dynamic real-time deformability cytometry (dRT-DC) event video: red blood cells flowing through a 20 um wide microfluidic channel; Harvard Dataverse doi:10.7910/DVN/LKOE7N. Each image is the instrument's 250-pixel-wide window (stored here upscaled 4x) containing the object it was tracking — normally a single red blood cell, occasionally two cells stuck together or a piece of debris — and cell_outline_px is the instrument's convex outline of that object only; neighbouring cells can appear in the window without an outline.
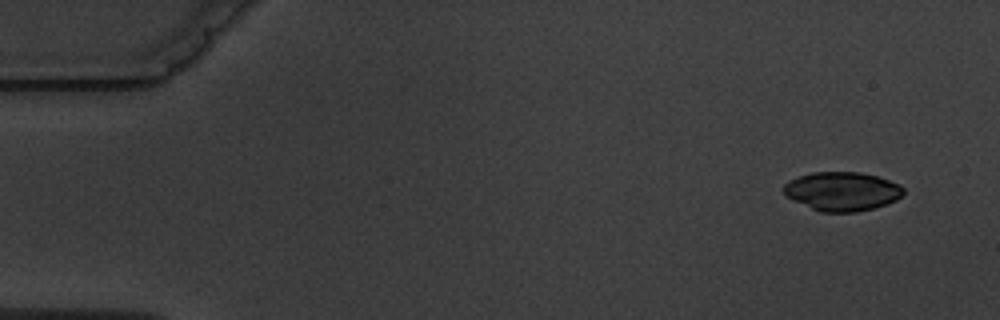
{"species": "common noctule bat (a hibernating species)", "species_latin": "Nyctalus noctula", "temperature_condition": "warm", "stored_images_in_passage": 6, "camera_frame_rate_fps": 3000, "um_per_image_px": 0.085, "animal": {"sex": "male", "body_mass_g": 19.5, "forearm_length_mm": 54.6}, "frame": {"image": 1, "passage_image": 1, "time_ms": 0.0, "image_size_px": [1000, 320], "cell_outline_px": [[904, 192], [896, 200], [872, 208], [856, 212], [820, 212], [792, 200], [784, 196], [784, 184], [788, 180], [812, 172], [860, 172], [876, 176], [900, 184], [904, 188]], "centroid_in_image_um": [71.55, 16.26], "position_along_channel_um": 13.5, "area_um2": 27.11}}